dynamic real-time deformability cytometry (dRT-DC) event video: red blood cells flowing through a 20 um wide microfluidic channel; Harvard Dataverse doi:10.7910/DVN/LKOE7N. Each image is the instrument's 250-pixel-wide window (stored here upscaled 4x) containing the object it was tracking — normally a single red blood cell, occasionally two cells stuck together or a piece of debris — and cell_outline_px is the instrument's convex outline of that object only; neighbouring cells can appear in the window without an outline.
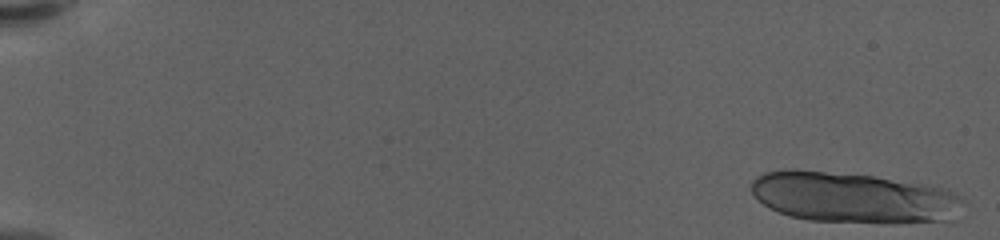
{"species": "human", "species_latin": "Homo sapiens", "temperature_condition": "warm", "stored_images_in_passage": 34, "segment_of_instrument_passage": [1, 2], "camera_frame_rate_fps": 3000, "um_per_image_px": 0.085, "donor": {"sex": "female"}, "frame": {"image": 1, "passage_image": 1, "time_ms": 0.0, "image_size_px": [1000, 240], "cell_outline_px": [[960, 200], [948, 220], [808, 220], [788, 216], [768, 208], [752, 192], [752, 180], [756, 176], [764, 172], [784, 168], [792, 168], [876, 176], [928, 184], [948, 188]], "centroid_in_image_um": [72.34, 16.71], "position_along_channel_um": 12.7, "area_um2": 60.81}}